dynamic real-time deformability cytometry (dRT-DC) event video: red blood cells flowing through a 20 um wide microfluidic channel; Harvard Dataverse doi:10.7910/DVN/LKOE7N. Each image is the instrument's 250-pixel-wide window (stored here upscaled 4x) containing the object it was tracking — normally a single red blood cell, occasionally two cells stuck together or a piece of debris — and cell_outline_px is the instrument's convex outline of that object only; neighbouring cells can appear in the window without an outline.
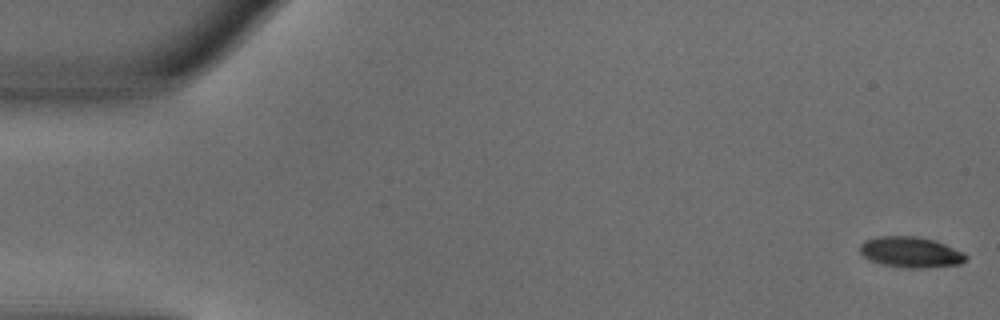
{"species": "common noctule bat (a hibernating species)", "species_latin": "Nyctalus noctula", "temperature_condition": "warm", "stored_images_in_passage": 50, "camera_frame_rate_fps": 3000, "um_per_image_px": 0.085, "animal": {"sex": "male", "body_mass_g": 18.8}, "frame": {"image": 1, "passage_image": 1, "time_ms": 0.0, "image_size_px": [1000, 320], "cell_outline_px": [[968, 256], [960, 264], [924, 268], [908, 268], [884, 264], [868, 260], [860, 252], [860, 244], [864, 240], [876, 236], [916, 236], [936, 240], [964, 252]], "centroid_in_image_um": [77.4, 21.42], "position_along_channel_um": 7.6, "area_um2": 19.07}}
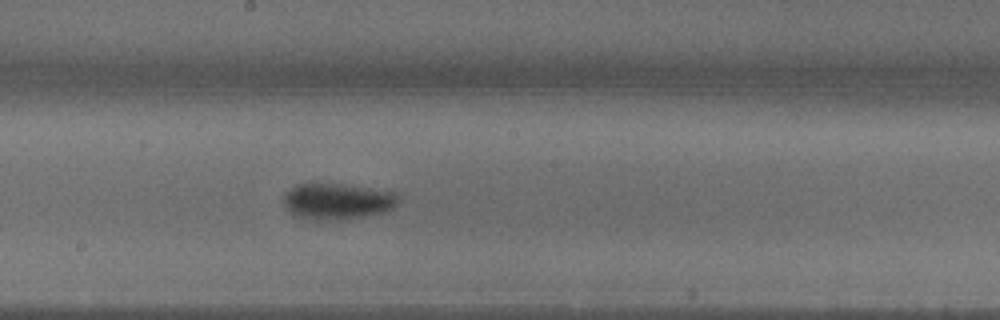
{"frame": {"image": 2, "passage_image": 27, "time_ms": 8.667, "image_size_px": [1000, 320], "cell_outline_px": [[400, 200], [392, 208], [384, 212], [364, 216], [328, 220], [312, 220], [288, 212], [284, 204], [284, 196], [296, 184], [344, 184], [396, 192]], "centroid_in_image_um": [28.69, 17.1], "position_along_channel_um": 219.5, "area_um2": 23.87}}
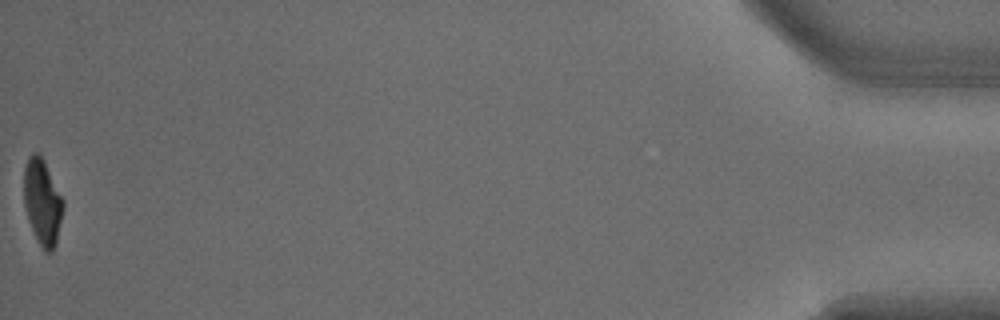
{"frame": {"image": 3, "passage_image": 50, "time_ms": 16.333, "image_size_px": [1000, 320], "cell_outline_px": [[64, 208], [56, 244], [52, 252], [44, 252], [28, 220], [24, 204], [24, 168], [28, 156], [32, 152], [36, 152], [44, 160], [64, 200]], "centroid_in_image_um": [3.61, 17.16], "position_along_channel_um": 431.6, "area_um2": 19.65}, "authors_computed_cell_mechanics": {"area_um2": 21.7906, "velocity_mm_per_s": 4.0476, "shape_relaxation_time_tau1_ms": 4.3633, "shape_relaxation_time_tau2_ms": 3.3236, "deformation_change_tau1": 0.2092, "deformation_change_tau2": 0.069}}